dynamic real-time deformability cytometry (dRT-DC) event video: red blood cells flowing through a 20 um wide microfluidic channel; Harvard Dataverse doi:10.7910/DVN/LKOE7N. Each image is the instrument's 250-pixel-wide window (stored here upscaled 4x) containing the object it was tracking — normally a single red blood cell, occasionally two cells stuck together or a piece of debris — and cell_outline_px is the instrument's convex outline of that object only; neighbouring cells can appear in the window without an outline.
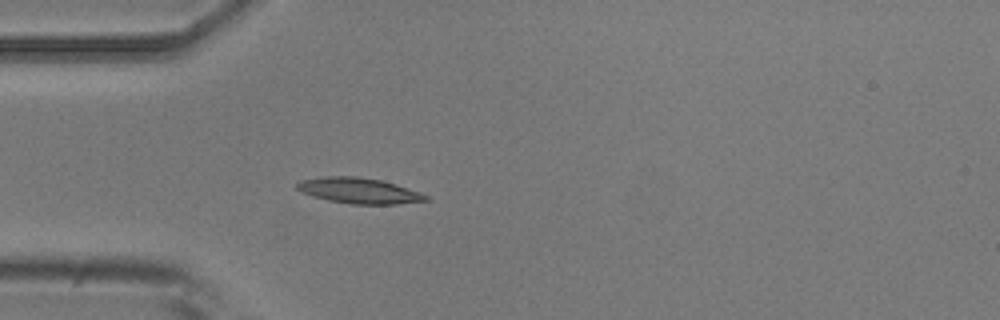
{"species": "common noctule bat (a hibernating species)", "species_latin": "Nyctalus noctula", "temperature_condition": "room temperature", "stored_images_in_passage": 4, "camera_frame_rate_fps": 3000, "um_per_image_px": 0.085, "animal": {"sex": "male", "body_mass_g": 20.5, "forearm_length_mm": 52.5}, "frame": {"image": 1, "passage_image": 4, "time_ms": 4.333, "image_size_px": [1000, 320], "cell_outline_px": [[428, 200], [396, 204], [352, 204], [328, 200], [312, 196], [300, 192], [296, 188], [296, 184], [300, 180], [324, 176], [356, 176], [380, 180], [396, 184], [420, 192], [428, 196]], "centroid_in_image_um": [30.47, 16.2], "position_along_channel_um": 54.5, "area_um2": 19.25}}